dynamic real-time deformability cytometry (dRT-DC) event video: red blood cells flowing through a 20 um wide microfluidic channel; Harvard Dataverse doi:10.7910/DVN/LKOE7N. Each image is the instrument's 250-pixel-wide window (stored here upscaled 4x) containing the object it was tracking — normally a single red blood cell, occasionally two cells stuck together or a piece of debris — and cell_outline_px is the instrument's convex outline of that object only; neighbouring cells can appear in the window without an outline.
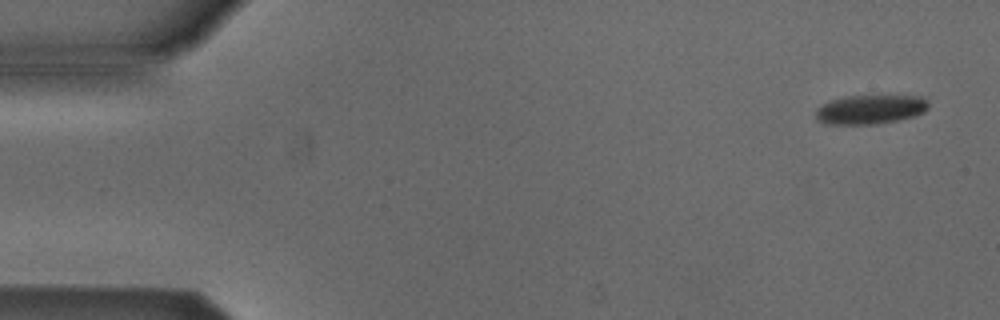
{"species": "Egyptian fruit bat (a non-hibernating species)", "species_latin": "Rousettus aegyptiacus", "temperature_condition": "cold", "stored_images_in_passage": 7, "camera_frame_rate_fps": 3000, "um_per_image_px": 0.085, "animal": {"sex": "male"}, "frame": {"image": 1, "passage_image": 1, "time_ms": 0.0, "image_size_px": [1000, 320], "cell_outline_px": [[928, 108], [924, 112], [916, 116], [876, 124], [824, 124], [816, 120], [816, 108], [832, 100], [848, 96], [924, 96], [928, 100]], "centroid_in_image_um": [73.99, 9.31], "position_along_channel_um": 11.0, "area_um2": 19.19}}
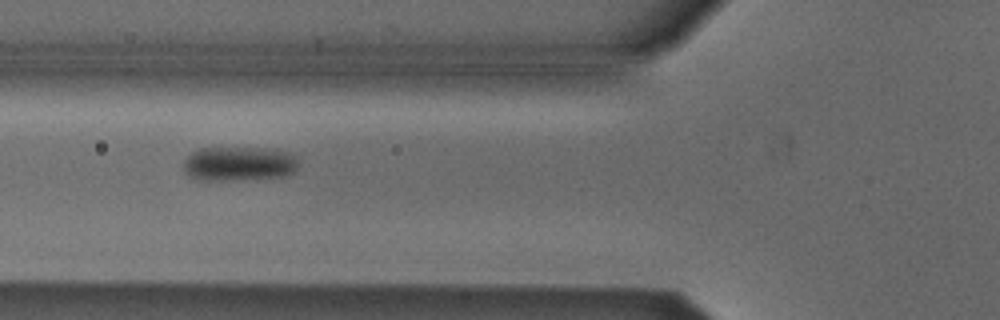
{"frame": {"image": 2, "passage_image": 5, "time_ms": 5.667, "image_size_px": [1000, 320], "cell_outline_px": [[296, 168], [292, 172], [284, 176], [224, 180], [196, 180], [188, 176], [184, 172], [184, 160], [192, 152], [200, 148], [264, 148], [288, 152], [296, 156]], "centroid_in_image_um": [20.25, 13.91], "position_along_channel_um": 105.6, "area_um2": 22.83}}
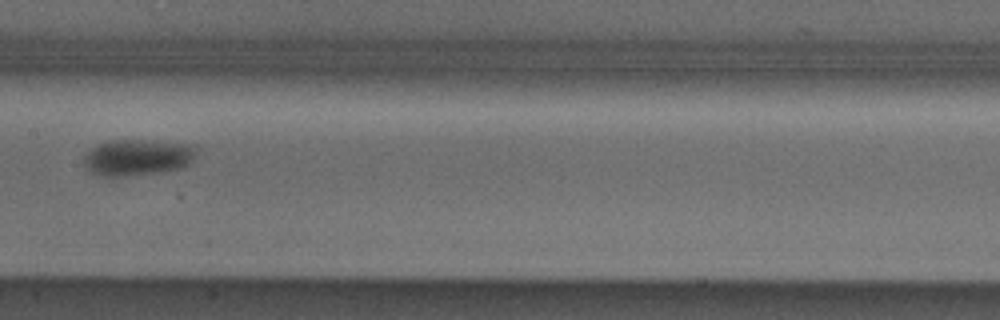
{"frame": {"image": 3, "passage_image": 7, "time_ms": 8.0, "image_size_px": [1000, 320], "cell_outline_px": [[196, 152], [192, 160], [188, 164], [180, 168], [160, 172], [116, 176], [104, 176], [88, 172], [84, 168], [84, 156], [92, 148], [108, 140], [140, 140], [196, 144]], "centroid_in_image_um": [11.68, 13.37], "position_along_channel_um": 195.7, "area_um2": 23.7}}